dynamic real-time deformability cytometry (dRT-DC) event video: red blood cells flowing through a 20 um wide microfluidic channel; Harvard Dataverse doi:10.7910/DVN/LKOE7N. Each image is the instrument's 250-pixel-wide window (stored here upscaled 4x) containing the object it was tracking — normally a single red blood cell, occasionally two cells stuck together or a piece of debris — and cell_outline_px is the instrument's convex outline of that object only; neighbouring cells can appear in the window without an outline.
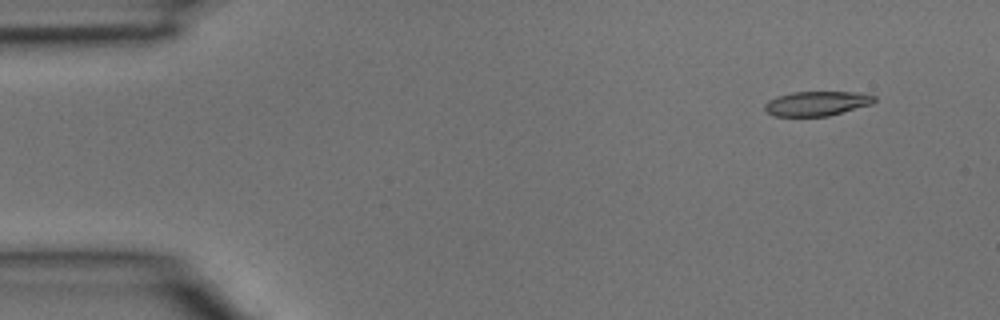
{"species": "common noctule bat (a hibernating species)", "species_latin": "Nyctalus noctula", "temperature_condition": "room temperature", "stored_images_in_passage": 3, "camera_frame_rate_fps": 3000, "um_per_image_px": 0.085, "animal": {"sex": "male", "body_mass_g": 15.6}, "frame": {"image": 1, "passage_image": 1, "time_ms": 0.0, "image_size_px": [1000, 320], "cell_outline_px": [[876, 100], [872, 104], [828, 116], [776, 116], [768, 112], [764, 108], [764, 104], [768, 100], [776, 96], [792, 92], [860, 92], [876, 96]], "centroid_in_image_um": [69.44, 8.79], "position_along_channel_um": 15.6, "area_um2": 15.72}}
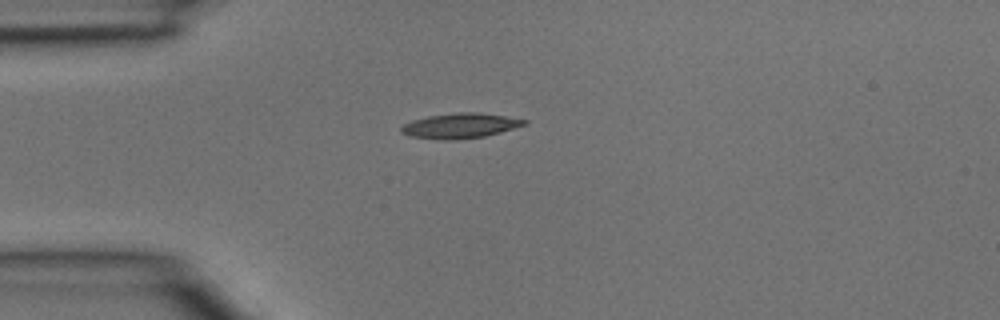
{"frame": {"image": 2, "passage_image": 3, "time_ms": 0.667, "image_size_px": [1000, 320], "cell_outline_px": [[528, 124], [500, 132], [484, 136], [456, 140], [444, 140], [408, 136], [400, 132], [400, 128], [404, 124], [412, 120], [428, 116], [460, 112], [476, 112], [504, 116], [528, 120]], "centroid_in_image_um": [39.09, 10.69], "position_along_channel_um": 45.9, "area_um2": 17.92}}